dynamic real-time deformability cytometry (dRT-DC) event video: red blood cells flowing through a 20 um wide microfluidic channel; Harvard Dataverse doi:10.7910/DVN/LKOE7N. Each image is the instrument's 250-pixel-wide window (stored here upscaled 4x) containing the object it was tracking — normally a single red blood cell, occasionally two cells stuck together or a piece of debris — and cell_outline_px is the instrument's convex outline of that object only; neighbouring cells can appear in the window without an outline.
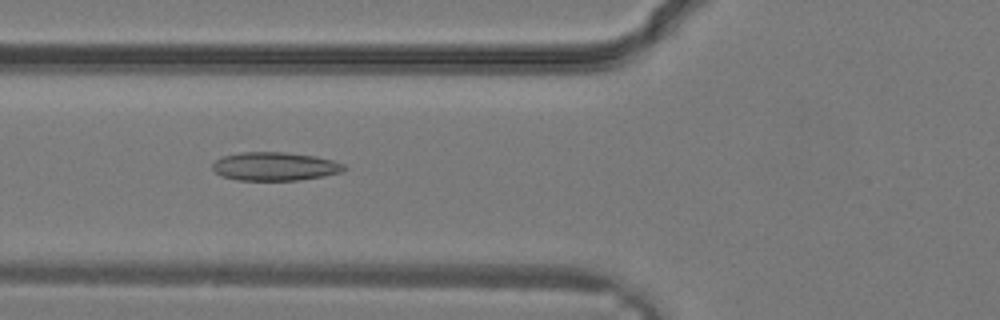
{"species": "common noctule bat (a hibernating species)", "species_latin": "Nyctalus noctula", "temperature_condition": "warm", "stored_images_in_passage": 24, "camera_frame_rate_fps": 3000, "um_per_image_px": 0.085, "animal": {"sex": "male", "body_mass_g": 19.2, "forearm_length_mm": 51.8}, "frame": {"image": 1, "passage_image": 7, "time_ms": 2.0, "image_size_px": [1000, 320], "cell_outline_px": [[348, 168], [344, 172], [324, 176], [300, 180], [236, 180], [220, 176], [212, 168], [212, 164], [216, 160], [224, 156], [240, 152], [284, 152], [316, 156], [332, 160], [344, 164]], "centroid_in_image_um": [23.39, 14.15], "position_along_channel_um": 102.4, "area_um2": 22.02}}
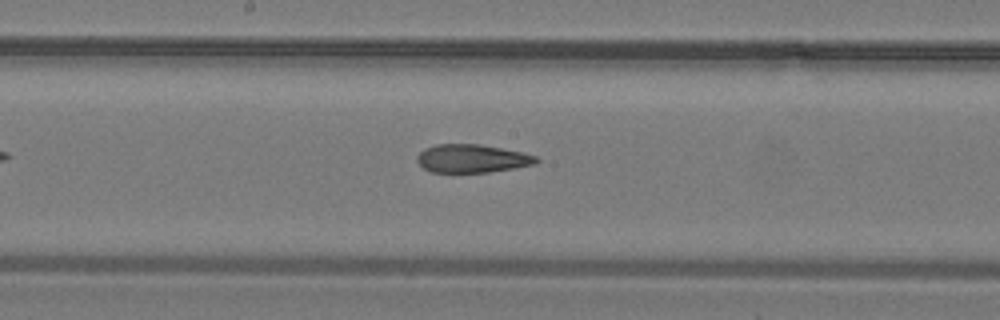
{"frame": {"image": 2, "passage_image": 12, "time_ms": 3.667, "image_size_px": [1000, 320], "cell_outline_px": [[540, 160], [536, 164], [488, 172], [432, 172], [424, 168], [416, 160], [416, 156], [424, 148], [436, 144], [480, 144], [520, 152], [536, 156]], "centroid_in_image_um": [40.09, 13.47], "position_along_channel_um": 208.1, "area_um2": 19.48}}
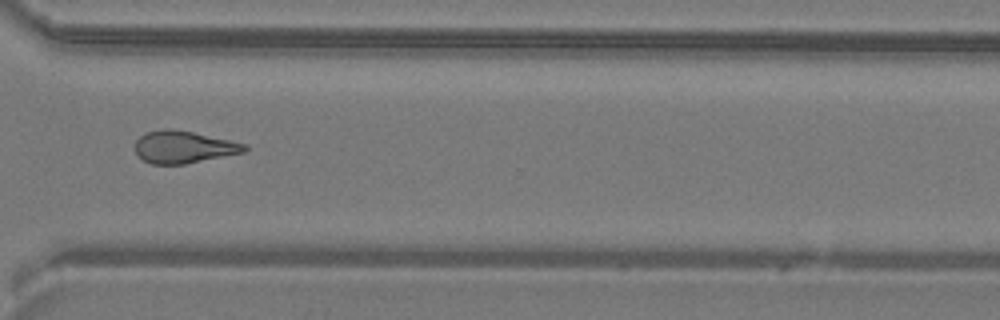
{"frame": {"image": 3, "passage_image": 19, "time_ms": 6.0, "image_size_px": [1000, 320], "cell_outline_px": [[248, 148], [244, 152], [184, 164], [152, 164], [144, 160], [136, 152], [136, 140], [144, 132], [164, 128], [172, 128], [192, 132], [248, 144]], "centroid_in_image_um": [15.6, 12.48], "position_along_channel_um": 355.0, "area_um2": 20.46}}